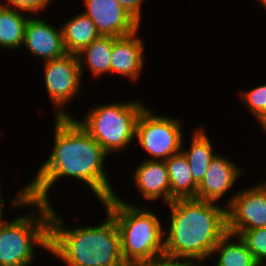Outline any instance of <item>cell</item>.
I'll use <instances>...</instances> for the list:
<instances>
[{"instance_id": "obj_9", "label": "cell", "mask_w": 266, "mask_h": 266, "mask_svg": "<svg viewBox=\"0 0 266 266\" xmlns=\"http://www.w3.org/2000/svg\"><path fill=\"white\" fill-rule=\"evenodd\" d=\"M235 192L224 205L227 232L240 235L244 230L266 227V188L256 183Z\"/></svg>"}, {"instance_id": "obj_1", "label": "cell", "mask_w": 266, "mask_h": 266, "mask_svg": "<svg viewBox=\"0 0 266 266\" xmlns=\"http://www.w3.org/2000/svg\"><path fill=\"white\" fill-rule=\"evenodd\" d=\"M54 118L53 148L27 184L29 199L52 205L49 192L65 177L87 185L101 203L117 195L104 167L110 155L74 116Z\"/></svg>"}, {"instance_id": "obj_3", "label": "cell", "mask_w": 266, "mask_h": 266, "mask_svg": "<svg viewBox=\"0 0 266 266\" xmlns=\"http://www.w3.org/2000/svg\"><path fill=\"white\" fill-rule=\"evenodd\" d=\"M51 205L49 253L65 266H113L123 260L120 235L114 218L106 211L99 225L68 228Z\"/></svg>"}, {"instance_id": "obj_21", "label": "cell", "mask_w": 266, "mask_h": 266, "mask_svg": "<svg viewBox=\"0 0 266 266\" xmlns=\"http://www.w3.org/2000/svg\"><path fill=\"white\" fill-rule=\"evenodd\" d=\"M239 98L255 119L266 114V84L240 92Z\"/></svg>"}, {"instance_id": "obj_10", "label": "cell", "mask_w": 266, "mask_h": 266, "mask_svg": "<svg viewBox=\"0 0 266 266\" xmlns=\"http://www.w3.org/2000/svg\"><path fill=\"white\" fill-rule=\"evenodd\" d=\"M82 12L95 24L101 36L121 37L132 34L141 24L117 0H82Z\"/></svg>"}, {"instance_id": "obj_12", "label": "cell", "mask_w": 266, "mask_h": 266, "mask_svg": "<svg viewBox=\"0 0 266 266\" xmlns=\"http://www.w3.org/2000/svg\"><path fill=\"white\" fill-rule=\"evenodd\" d=\"M22 47L43 61L59 58L67 53L63 43L62 28L57 29L36 15L30 16L26 23Z\"/></svg>"}, {"instance_id": "obj_20", "label": "cell", "mask_w": 266, "mask_h": 266, "mask_svg": "<svg viewBox=\"0 0 266 266\" xmlns=\"http://www.w3.org/2000/svg\"><path fill=\"white\" fill-rule=\"evenodd\" d=\"M30 16L23 11L3 6L0 10V47L2 49L16 51L22 47L25 26Z\"/></svg>"}, {"instance_id": "obj_2", "label": "cell", "mask_w": 266, "mask_h": 266, "mask_svg": "<svg viewBox=\"0 0 266 266\" xmlns=\"http://www.w3.org/2000/svg\"><path fill=\"white\" fill-rule=\"evenodd\" d=\"M167 206L170 221L164 230V262L206 264L227 233V208L198 199H177Z\"/></svg>"}, {"instance_id": "obj_8", "label": "cell", "mask_w": 266, "mask_h": 266, "mask_svg": "<svg viewBox=\"0 0 266 266\" xmlns=\"http://www.w3.org/2000/svg\"><path fill=\"white\" fill-rule=\"evenodd\" d=\"M43 63L44 86L54 106L55 117H73L66 107L81 92L83 76L78 56L66 53Z\"/></svg>"}, {"instance_id": "obj_11", "label": "cell", "mask_w": 266, "mask_h": 266, "mask_svg": "<svg viewBox=\"0 0 266 266\" xmlns=\"http://www.w3.org/2000/svg\"><path fill=\"white\" fill-rule=\"evenodd\" d=\"M243 173V168L238 167L234 160L218 153L209 163L204 178L197 186L196 199L218 203L221 197L232 191Z\"/></svg>"}, {"instance_id": "obj_5", "label": "cell", "mask_w": 266, "mask_h": 266, "mask_svg": "<svg viewBox=\"0 0 266 266\" xmlns=\"http://www.w3.org/2000/svg\"><path fill=\"white\" fill-rule=\"evenodd\" d=\"M101 205L117 224L124 260L143 266H159L164 262V227L154 209L138 207L118 195Z\"/></svg>"}, {"instance_id": "obj_30", "label": "cell", "mask_w": 266, "mask_h": 266, "mask_svg": "<svg viewBox=\"0 0 266 266\" xmlns=\"http://www.w3.org/2000/svg\"><path fill=\"white\" fill-rule=\"evenodd\" d=\"M259 184H260L262 187L266 188V180H265V182H264V181H262L261 183L259 182Z\"/></svg>"}, {"instance_id": "obj_17", "label": "cell", "mask_w": 266, "mask_h": 266, "mask_svg": "<svg viewBox=\"0 0 266 266\" xmlns=\"http://www.w3.org/2000/svg\"><path fill=\"white\" fill-rule=\"evenodd\" d=\"M165 164L170 180V202L177 199H196L197 185L183 153L170 156Z\"/></svg>"}, {"instance_id": "obj_22", "label": "cell", "mask_w": 266, "mask_h": 266, "mask_svg": "<svg viewBox=\"0 0 266 266\" xmlns=\"http://www.w3.org/2000/svg\"><path fill=\"white\" fill-rule=\"evenodd\" d=\"M239 236L245 241L254 258L263 266L266 263V227L244 230Z\"/></svg>"}, {"instance_id": "obj_7", "label": "cell", "mask_w": 266, "mask_h": 266, "mask_svg": "<svg viewBox=\"0 0 266 266\" xmlns=\"http://www.w3.org/2000/svg\"><path fill=\"white\" fill-rule=\"evenodd\" d=\"M183 125L178 118L158 115L145 107L136 123L135 145H139L150 157L145 160L165 161L181 152Z\"/></svg>"}, {"instance_id": "obj_26", "label": "cell", "mask_w": 266, "mask_h": 266, "mask_svg": "<svg viewBox=\"0 0 266 266\" xmlns=\"http://www.w3.org/2000/svg\"><path fill=\"white\" fill-rule=\"evenodd\" d=\"M0 182H1V179H0ZM2 189H3V186L2 184L0 183V217H3V212H4V208H5V200L3 199V196H2Z\"/></svg>"}, {"instance_id": "obj_18", "label": "cell", "mask_w": 266, "mask_h": 266, "mask_svg": "<svg viewBox=\"0 0 266 266\" xmlns=\"http://www.w3.org/2000/svg\"><path fill=\"white\" fill-rule=\"evenodd\" d=\"M213 255L214 258L218 257L213 266H261L248 250L245 241L239 235L230 232L216 244L211 256Z\"/></svg>"}, {"instance_id": "obj_24", "label": "cell", "mask_w": 266, "mask_h": 266, "mask_svg": "<svg viewBox=\"0 0 266 266\" xmlns=\"http://www.w3.org/2000/svg\"><path fill=\"white\" fill-rule=\"evenodd\" d=\"M143 1L146 0H117L119 5L122 6L129 14H131L140 24L143 20Z\"/></svg>"}, {"instance_id": "obj_19", "label": "cell", "mask_w": 266, "mask_h": 266, "mask_svg": "<svg viewBox=\"0 0 266 266\" xmlns=\"http://www.w3.org/2000/svg\"><path fill=\"white\" fill-rule=\"evenodd\" d=\"M63 43L67 53L77 55L100 34L91 19L80 12L62 25Z\"/></svg>"}, {"instance_id": "obj_15", "label": "cell", "mask_w": 266, "mask_h": 266, "mask_svg": "<svg viewBox=\"0 0 266 266\" xmlns=\"http://www.w3.org/2000/svg\"><path fill=\"white\" fill-rule=\"evenodd\" d=\"M206 131V128L197 126V128L193 129L190 147L184 148V140L181 144V152L188 160L192 178L197 186L204 178L209 163L218 154L216 151L214 152L215 146L212 145Z\"/></svg>"}, {"instance_id": "obj_14", "label": "cell", "mask_w": 266, "mask_h": 266, "mask_svg": "<svg viewBox=\"0 0 266 266\" xmlns=\"http://www.w3.org/2000/svg\"><path fill=\"white\" fill-rule=\"evenodd\" d=\"M143 161V162H142ZM134 170V183L143 199L170 203V180L165 161L142 160ZM153 201V202H152Z\"/></svg>"}, {"instance_id": "obj_31", "label": "cell", "mask_w": 266, "mask_h": 266, "mask_svg": "<svg viewBox=\"0 0 266 266\" xmlns=\"http://www.w3.org/2000/svg\"><path fill=\"white\" fill-rule=\"evenodd\" d=\"M0 2H1V1H0ZM3 6H4V3L1 2V3H0V10L3 8Z\"/></svg>"}, {"instance_id": "obj_6", "label": "cell", "mask_w": 266, "mask_h": 266, "mask_svg": "<svg viewBox=\"0 0 266 266\" xmlns=\"http://www.w3.org/2000/svg\"><path fill=\"white\" fill-rule=\"evenodd\" d=\"M146 106L138 100L105 102L89 108L81 120L75 119L108 154L117 155L133 143L138 117Z\"/></svg>"}, {"instance_id": "obj_16", "label": "cell", "mask_w": 266, "mask_h": 266, "mask_svg": "<svg viewBox=\"0 0 266 266\" xmlns=\"http://www.w3.org/2000/svg\"><path fill=\"white\" fill-rule=\"evenodd\" d=\"M113 36H99L90 45L77 54L80 69L89 68L92 77L100 78L104 74L111 75V54L113 49ZM87 66L86 68L84 66ZM84 67V68H83Z\"/></svg>"}, {"instance_id": "obj_28", "label": "cell", "mask_w": 266, "mask_h": 266, "mask_svg": "<svg viewBox=\"0 0 266 266\" xmlns=\"http://www.w3.org/2000/svg\"><path fill=\"white\" fill-rule=\"evenodd\" d=\"M256 120L259 123L260 127H262V130L266 133V114L260 116Z\"/></svg>"}, {"instance_id": "obj_4", "label": "cell", "mask_w": 266, "mask_h": 266, "mask_svg": "<svg viewBox=\"0 0 266 266\" xmlns=\"http://www.w3.org/2000/svg\"><path fill=\"white\" fill-rule=\"evenodd\" d=\"M24 186L9 204L18 210L31 206L32 210L11 221L0 217V266H31L37 246L49 252L51 205L29 199Z\"/></svg>"}, {"instance_id": "obj_13", "label": "cell", "mask_w": 266, "mask_h": 266, "mask_svg": "<svg viewBox=\"0 0 266 266\" xmlns=\"http://www.w3.org/2000/svg\"><path fill=\"white\" fill-rule=\"evenodd\" d=\"M138 32L139 29L126 36L114 37L111 54V75L116 73L135 83L140 80L145 66V43Z\"/></svg>"}, {"instance_id": "obj_29", "label": "cell", "mask_w": 266, "mask_h": 266, "mask_svg": "<svg viewBox=\"0 0 266 266\" xmlns=\"http://www.w3.org/2000/svg\"><path fill=\"white\" fill-rule=\"evenodd\" d=\"M259 1V3H261V5H263L262 7H265L266 9V0H257Z\"/></svg>"}, {"instance_id": "obj_27", "label": "cell", "mask_w": 266, "mask_h": 266, "mask_svg": "<svg viewBox=\"0 0 266 266\" xmlns=\"http://www.w3.org/2000/svg\"><path fill=\"white\" fill-rule=\"evenodd\" d=\"M113 266H143L139 263H136V262H132V261H127V260H122L120 261L119 263H117L116 265H113Z\"/></svg>"}, {"instance_id": "obj_25", "label": "cell", "mask_w": 266, "mask_h": 266, "mask_svg": "<svg viewBox=\"0 0 266 266\" xmlns=\"http://www.w3.org/2000/svg\"><path fill=\"white\" fill-rule=\"evenodd\" d=\"M159 266H204V265L203 264H186V263H169V262H163Z\"/></svg>"}, {"instance_id": "obj_23", "label": "cell", "mask_w": 266, "mask_h": 266, "mask_svg": "<svg viewBox=\"0 0 266 266\" xmlns=\"http://www.w3.org/2000/svg\"><path fill=\"white\" fill-rule=\"evenodd\" d=\"M4 6L23 11L29 15H38L44 12L54 0H2Z\"/></svg>"}]
</instances>
